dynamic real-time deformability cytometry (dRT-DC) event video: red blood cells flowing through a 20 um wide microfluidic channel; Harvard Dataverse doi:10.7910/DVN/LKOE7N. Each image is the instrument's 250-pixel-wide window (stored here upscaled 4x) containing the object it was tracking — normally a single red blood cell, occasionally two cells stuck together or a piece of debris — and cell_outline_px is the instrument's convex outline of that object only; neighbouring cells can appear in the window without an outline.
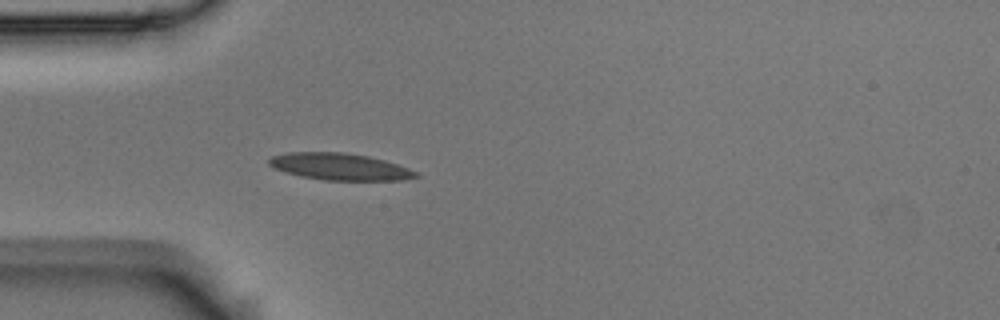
{"species": "Egyptian fruit bat (a non-hibernating species)", "species_latin": "Rousettus aegyptiacus", "temperature_condition": "room temperature", "stored_images_in_passage": 3, "camera_frame_rate_fps": 3000, "um_per_image_px": 0.085, "animal": {"sex": "male"}, "frame": {"image": 1, "passage_image": 3, "time_ms": 0.667, "image_size_px": [1000, 320], "cell_outline_px": [[420, 176], [400, 180], [324, 180], [300, 176], [284, 172], [268, 164], [268, 160], [272, 156], [288, 152], [344, 152], [368, 156], [384, 160], [408, 168], [416, 172]], "centroid_in_image_um": [28.85, 14.16], "position_along_channel_um": 56.1, "area_um2": 22.83}}